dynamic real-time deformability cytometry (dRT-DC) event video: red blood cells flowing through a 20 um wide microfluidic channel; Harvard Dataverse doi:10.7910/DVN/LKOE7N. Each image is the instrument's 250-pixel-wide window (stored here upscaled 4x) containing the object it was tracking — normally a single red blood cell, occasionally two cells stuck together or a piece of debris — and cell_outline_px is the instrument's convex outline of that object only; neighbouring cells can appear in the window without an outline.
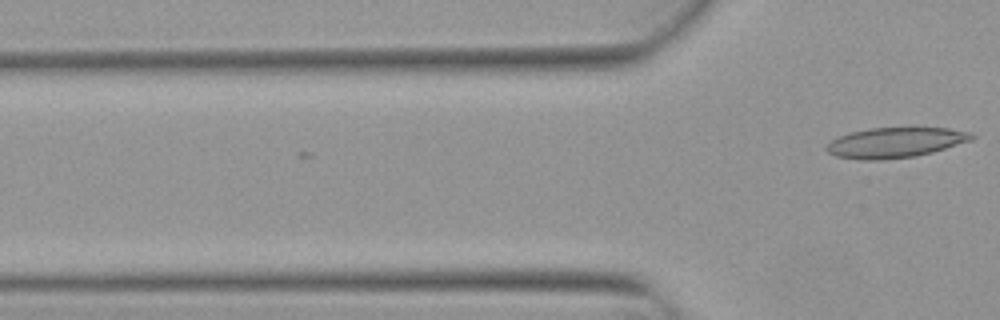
{"species": "Egyptian fruit bat (a non-hibernating species)", "species_latin": "Rousettus aegyptiacus", "temperature_condition": "warm", "stored_images_in_passage": 6, "camera_frame_rate_fps": 3000, "um_per_image_px": 0.085, "animal": {"sex": "female"}, "frame": {"image": 1, "passage_image": 6, "time_ms": 1.667, "image_size_px": [1000, 320], "cell_outline_px": [[976, 136], [972, 140], [932, 152], [916, 156], [880, 160], [860, 160], [836, 156], [828, 152], [824, 148], [836, 136], [868, 128], [948, 128], [972, 132]], "centroid_in_image_um": [76.09, 12.12], "position_along_channel_um": 49.7, "area_um2": 25.61}}